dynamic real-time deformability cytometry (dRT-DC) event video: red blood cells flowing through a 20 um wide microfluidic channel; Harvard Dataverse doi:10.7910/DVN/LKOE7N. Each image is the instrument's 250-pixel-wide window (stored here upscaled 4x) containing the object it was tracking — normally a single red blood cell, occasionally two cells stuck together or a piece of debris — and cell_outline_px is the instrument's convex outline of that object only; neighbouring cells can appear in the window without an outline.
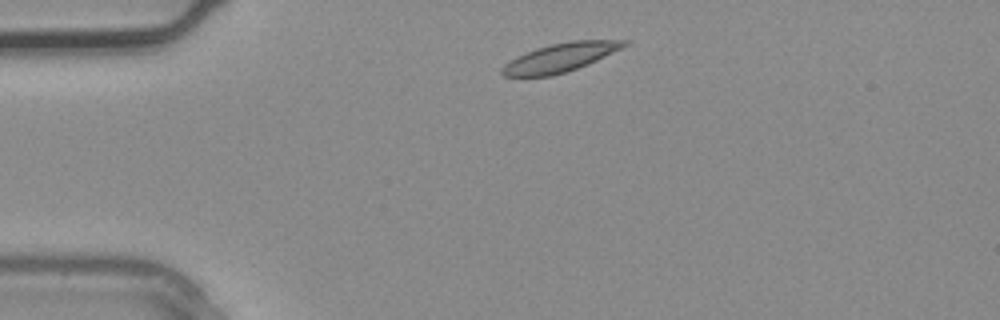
{"species": "common noctule bat (a hibernating species)", "species_latin": "Nyctalus noctula", "temperature_condition": "warm", "stored_images_in_passage": 3, "camera_frame_rate_fps": 3000, "um_per_image_px": 0.085, "animal": {"sex": "male", "body_mass_g": 20.4}, "frame": {"image": 1, "passage_image": 3, "time_ms": 0.667, "image_size_px": [1000, 320], "cell_outline_px": [[632, 40], [628, 44], [588, 64], [552, 76], [504, 76], [500, 72], [500, 68], [504, 64], [516, 56], [536, 48], [552, 44], [572, 40]], "centroid_in_image_um": [47.58, 4.89], "position_along_channel_um": 37.4, "area_um2": 20.17}}